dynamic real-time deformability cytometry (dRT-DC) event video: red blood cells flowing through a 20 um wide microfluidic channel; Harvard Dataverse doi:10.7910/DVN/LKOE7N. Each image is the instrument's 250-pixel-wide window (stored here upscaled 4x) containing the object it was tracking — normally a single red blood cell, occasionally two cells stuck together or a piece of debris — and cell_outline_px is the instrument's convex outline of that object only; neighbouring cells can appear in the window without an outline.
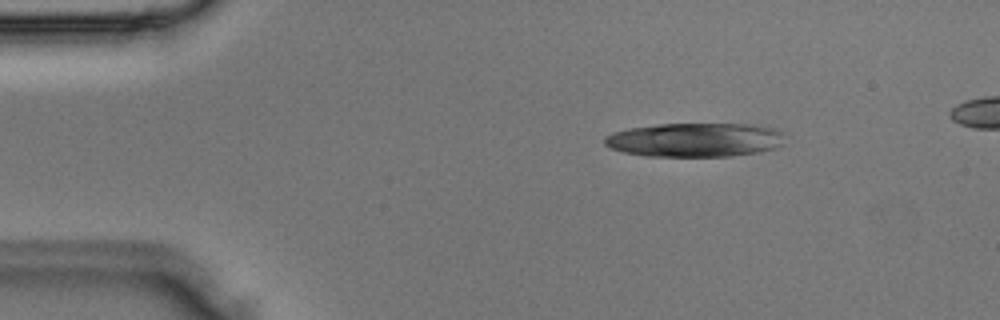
{"species": "Egyptian fruit bat (a non-hibernating species)", "species_latin": "Rousettus aegyptiacus", "temperature_condition": "room temperature", "stored_images_in_passage": 3, "segment_of_instrument_passage": [1, 2], "camera_frame_rate_fps": 3000, "um_per_image_px": 0.085, "animal": {"sex": "male"}, "frame": {"image": 1, "passage_image": 1, "time_ms": 0.0, "image_size_px": [1000, 320], "cell_outline_px": [[784, 144], [776, 148], [756, 152], [732, 156], [648, 156], [624, 152], [612, 148], [604, 144], [604, 136], [612, 132], [628, 128], [660, 124], [756, 124], [776, 128], [780, 132]], "centroid_in_image_um": [59.07, 11.88], "position_along_channel_um": 25.9, "area_um2": 35.78}}